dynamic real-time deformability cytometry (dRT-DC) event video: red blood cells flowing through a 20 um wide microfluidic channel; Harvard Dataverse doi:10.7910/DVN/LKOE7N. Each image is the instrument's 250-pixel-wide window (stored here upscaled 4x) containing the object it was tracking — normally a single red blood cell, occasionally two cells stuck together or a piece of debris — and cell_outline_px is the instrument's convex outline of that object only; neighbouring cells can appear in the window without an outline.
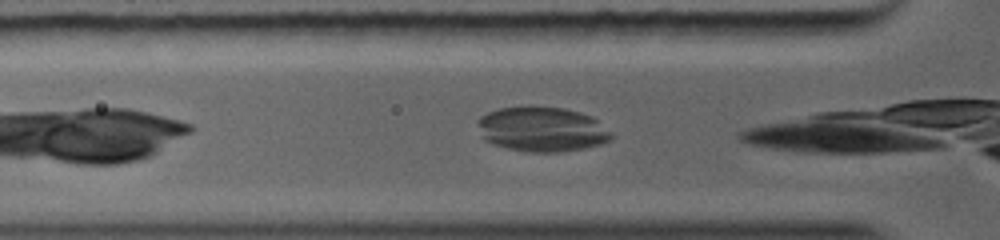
{"species": "common noctule bat (a hibernating species)", "species_latin": "Nyctalus noctula", "temperature_condition": "warm", "stored_images_in_passage": 18, "camera_frame_rate_fps": 5000, "um_per_image_px": 0.085, "animal": {"sex": "female", "body_mass_g": 19.0, "forearm_length_mm": 56.7}, "frame": {"image": 1, "passage_image": 2, "time_ms": 0.4, "image_size_px": [1000, 240], "cell_outline_px": [[616, 136], [612, 140], [600, 144], [584, 148], [564, 152], [528, 152], [508, 148], [492, 144], [484, 140], [480, 136], [480, 120], [488, 112], [500, 108], [560, 108], [576, 112], [588, 116], [596, 120], [612, 132]], "centroid_in_image_um": [46.11, 11.04], "position_along_channel_um": 79.7, "area_um2": 34.22}}
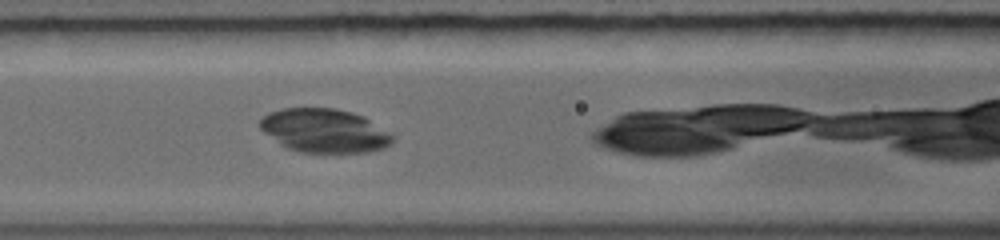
{"frame": {"image": 2, "passage_image": 5, "time_ms": 1.6, "image_size_px": [1000, 240], "cell_outline_px": [[396, 140], [392, 144], [384, 148], [372, 152], [300, 152], [284, 148], [264, 132], [260, 128], [260, 120], [264, 116], [272, 112], [284, 108], [332, 108], [348, 112], [360, 116], [396, 136]], "centroid_in_image_um": [27.58, 11.13], "position_along_channel_um": 139.0, "area_um2": 33.58}}